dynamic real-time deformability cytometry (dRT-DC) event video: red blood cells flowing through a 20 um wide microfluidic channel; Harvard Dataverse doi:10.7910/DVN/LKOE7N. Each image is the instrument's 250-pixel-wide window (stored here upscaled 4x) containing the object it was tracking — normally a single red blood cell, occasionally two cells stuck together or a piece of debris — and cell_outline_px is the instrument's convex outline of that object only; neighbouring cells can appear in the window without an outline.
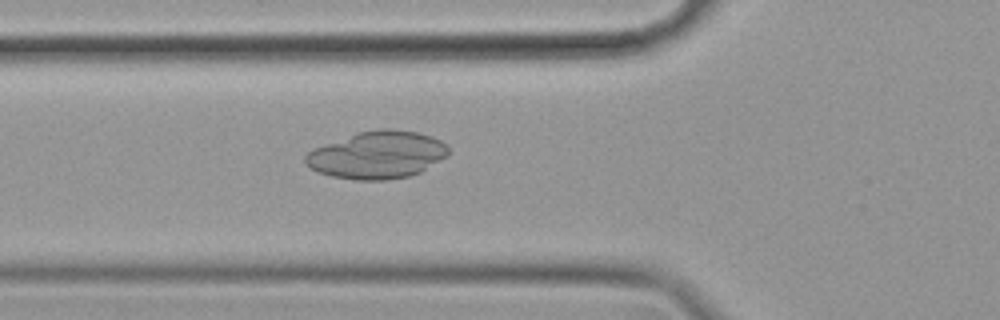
{"species": "common noctule bat (a hibernating species)", "species_latin": "Nyctalus noctula", "temperature_condition": "cold", "stored_images_in_passage": 57, "camera_frame_rate_fps": 3000, "um_per_image_px": 0.085, "animal": {"sex": "female", "body_mass_g": 19.9}, "frame": {"image": 1, "passage_image": 20, "time_ms": 6.333, "image_size_px": [1000, 320], "cell_outline_px": [[448, 156], [420, 172], [408, 176], [388, 180], [356, 180], [332, 176], [320, 172], [312, 168], [304, 160], [304, 156], [312, 148], [360, 132], [380, 128], [392, 128], [416, 132], [432, 136], [448, 144]], "centroid_in_image_um": [32.1, 13.16], "position_along_channel_um": 93.7, "area_um2": 39.42}}
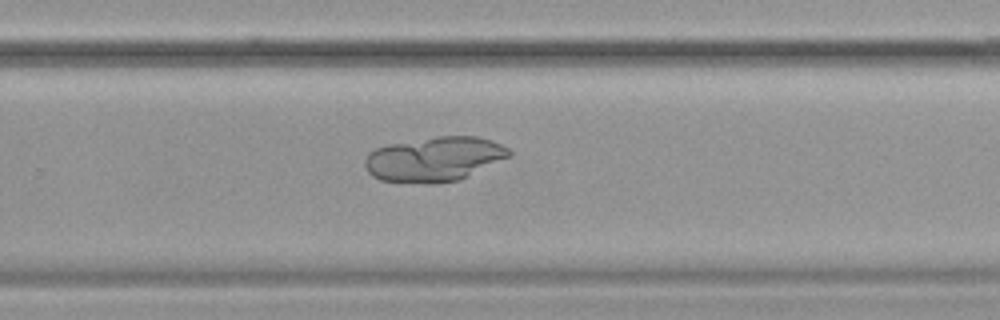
{"frame": {"image": 2, "passage_image": 37, "time_ms": 12.0, "image_size_px": [1000, 320], "cell_outline_px": [[512, 156], [460, 180], [432, 184], [424, 184], [380, 180], [372, 176], [368, 172], [364, 164], [364, 160], [368, 152], [376, 148], [388, 144], [436, 136], [476, 136], [492, 140], [508, 148], [512, 152]], "centroid_in_image_um": [36.92, 13.53], "position_along_channel_um": 292.9, "area_um2": 37.97}}
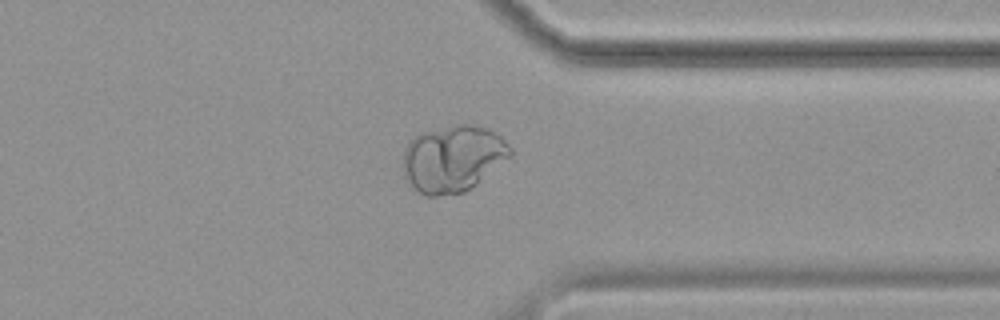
{"frame": {"image": 3, "passage_image": 44, "time_ms": 14.333, "image_size_px": [1000, 320], "cell_outline_px": [[512, 156], [464, 192], [436, 196], [424, 196], [404, 176], [404, 148], [408, 140], [412, 136], [420, 132], [456, 124], [468, 124], [488, 128], [496, 132], [512, 148]], "centroid_in_image_um": [38.49, 13.44], "position_along_channel_um": 372.9, "area_um2": 41.62}}